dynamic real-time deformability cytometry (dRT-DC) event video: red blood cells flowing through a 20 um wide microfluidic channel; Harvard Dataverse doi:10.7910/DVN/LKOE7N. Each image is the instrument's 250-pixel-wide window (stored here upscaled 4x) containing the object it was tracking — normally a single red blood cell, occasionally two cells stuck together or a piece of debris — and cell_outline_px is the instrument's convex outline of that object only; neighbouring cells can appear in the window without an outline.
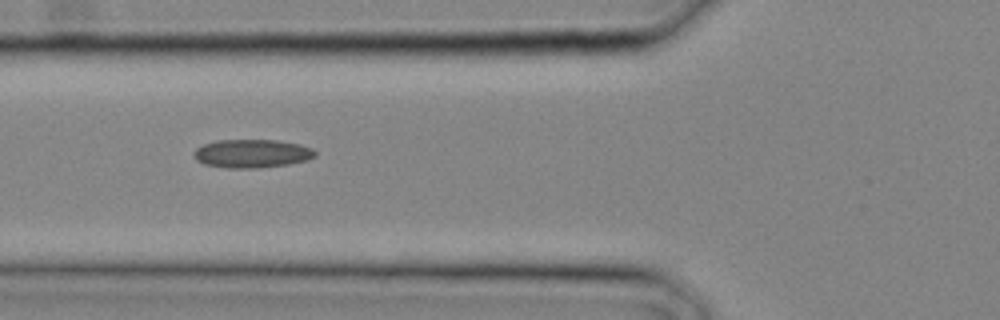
{"species": "common noctule bat (a hibernating species)", "species_latin": "Nyctalus noctula", "temperature_condition": "cold", "stored_images_in_passage": 11, "camera_frame_rate_fps": 3000, "um_per_image_px": 0.085, "animal": {"sex": "male", "body_mass_g": 20.4}, "frame": {"image": 1, "passage_image": 4, "time_ms": 1.0, "image_size_px": [1000, 320], "cell_outline_px": [[316, 156], [308, 160], [288, 164], [256, 168], [228, 168], [204, 164], [196, 160], [192, 156], [192, 152], [196, 148], [204, 144], [216, 140], [276, 140], [300, 144], [312, 148], [316, 152]], "centroid_in_image_um": [21.39, 13.05], "position_along_channel_um": 104.4, "area_um2": 20.23}}
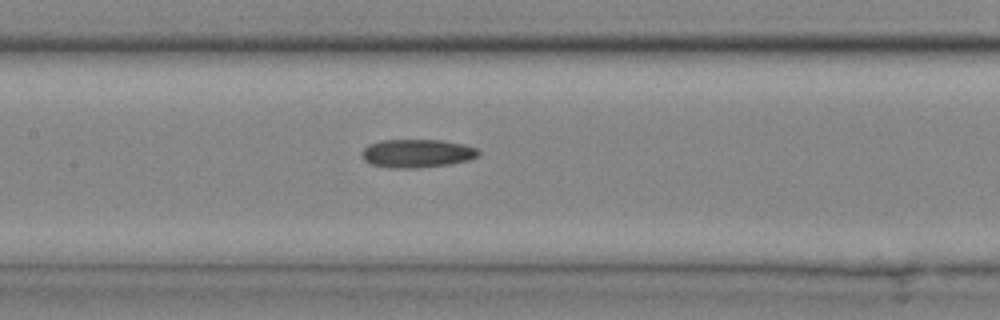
{"frame": {"image": 2, "passage_image": 7, "time_ms": 2.0, "image_size_px": [1000, 320], "cell_outline_px": [[480, 156], [468, 160], [448, 164], [416, 168], [388, 168], [372, 164], [364, 160], [360, 152], [368, 144], [380, 140], [440, 140], [464, 144], [476, 148], [480, 152]], "centroid_in_image_um": [35.43, 13.03], "position_along_channel_um": 172.0, "area_um2": 19.36}}